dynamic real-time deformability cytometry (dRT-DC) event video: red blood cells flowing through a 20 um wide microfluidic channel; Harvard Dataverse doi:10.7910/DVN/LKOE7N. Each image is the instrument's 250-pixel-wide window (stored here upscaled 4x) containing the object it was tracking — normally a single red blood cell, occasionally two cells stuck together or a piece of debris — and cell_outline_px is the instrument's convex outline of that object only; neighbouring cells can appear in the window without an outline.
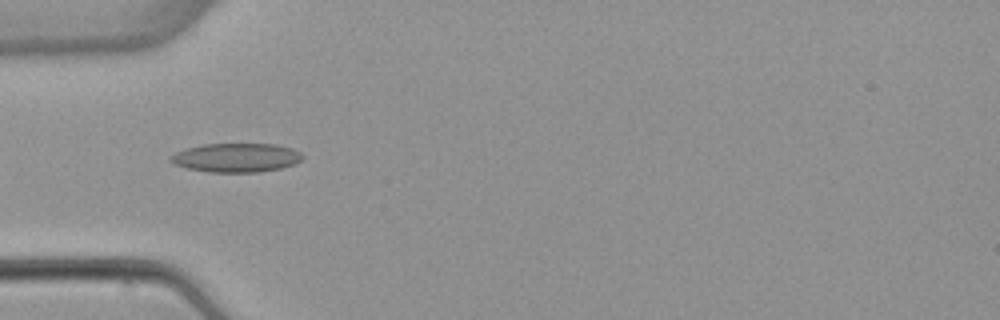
{"species": "common noctule bat (a hibernating species)", "species_latin": "Nyctalus noctula", "temperature_condition": "warm", "stored_images_in_passage": 2, "camera_frame_rate_fps": 3000, "um_per_image_px": 0.085, "animal": {"sex": "female", "body_mass_g": 22.7, "forearm_length_mm": 54.2}, "frame": {"image": 1, "passage_image": 1, "time_ms": 0.0, "image_size_px": [1000, 320], "cell_outline_px": [[304, 156], [296, 164], [280, 168], [256, 172], [208, 172], [188, 168], [172, 164], [168, 160], [168, 156], [176, 152], [200, 144], [276, 144], [292, 148], [300, 152]], "centroid_in_image_um": [20.05, 13.4], "position_along_channel_um": 64.9, "area_um2": 22.37}}
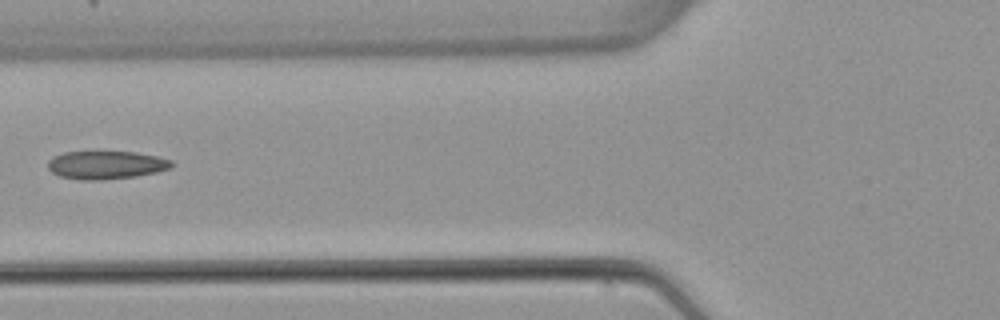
{"frame": {"image": 2, "passage_image": 2, "time_ms": 1.333, "image_size_px": [1000, 320], "cell_outline_px": [[172, 168], [156, 172], [136, 176], [100, 180], [80, 180], [60, 176], [52, 172], [48, 168], [48, 160], [52, 156], [64, 152], [136, 152], [156, 156], [172, 160]], "centroid_in_image_um": [9.0, 14.02], "position_along_channel_um": 116.8, "area_um2": 20.29}}